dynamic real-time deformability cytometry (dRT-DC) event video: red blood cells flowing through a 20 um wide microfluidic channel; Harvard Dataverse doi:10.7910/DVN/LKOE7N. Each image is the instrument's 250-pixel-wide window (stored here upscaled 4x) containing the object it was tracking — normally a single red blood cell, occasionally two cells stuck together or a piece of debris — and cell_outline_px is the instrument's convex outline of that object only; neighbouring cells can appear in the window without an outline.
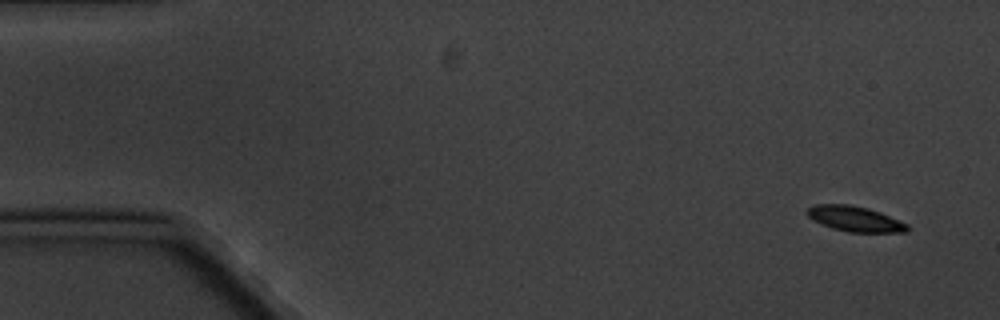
{"species": "common noctule bat (a hibernating species)", "species_latin": "Nyctalus noctula", "temperature_condition": "cold", "stored_images_in_passage": 6, "segment_of_instrument_passage": [2, 2], "camera_frame_rate_fps": 3000, "um_per_image_px": 0.085, "animal": {"sex": "male", "body_mass_g": 20.1, "forearm_length_mm": 53.5}, "frame": {"image": 1, "passage_image": 6, "time_ms": 7.0, "image_size_px": [1000, 320], "cell_outline_px": [[908, 232], [848, 232], [832, 228], [820, 224], [808, 216], [804, 212], [808, 208], [816, 204], [848, 204], [868, 208], [880, 212], [908, 224]], "centroid_in_image_um": [72.65, 18.6], "position_along_channel_um": 12.4, "area_um2": 14.8}}